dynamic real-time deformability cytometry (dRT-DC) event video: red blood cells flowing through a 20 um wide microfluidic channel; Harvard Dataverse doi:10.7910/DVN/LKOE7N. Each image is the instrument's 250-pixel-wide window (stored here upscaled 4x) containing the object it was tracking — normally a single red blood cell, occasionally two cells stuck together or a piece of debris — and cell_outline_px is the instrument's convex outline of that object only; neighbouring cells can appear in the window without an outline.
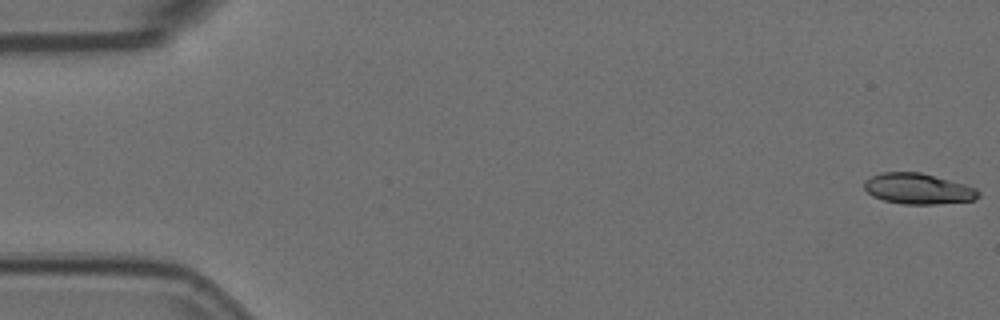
{"species": "Egyptian fruit bat (a non-hibernating species)", "species_latin": "Rousettus aegyptiacus", "temperature_condition": "room temperature", "stored_images_in_passage": 6, "camera_frame_rate_fps": 3000, "um_per_image_px": 0.085, "animal": {"sex": "female"}, "frame": {"image": 1, "passage_image": 1, "time_ms": 0.0, "image_size_px": [1000, 320], "cell_outline_px": [[980, 196], [976, 200], [936, 204], [904, 204], [884, 200], [872, 196], [864, 188], [864, 180], [880, 172], [920, 172], [964, 184], [976, 188], [980, 192]], "centroid_in_image_um": [78.04, 16.04], "position_along_channel_um": 7.0, "area_um2": 20.46}}
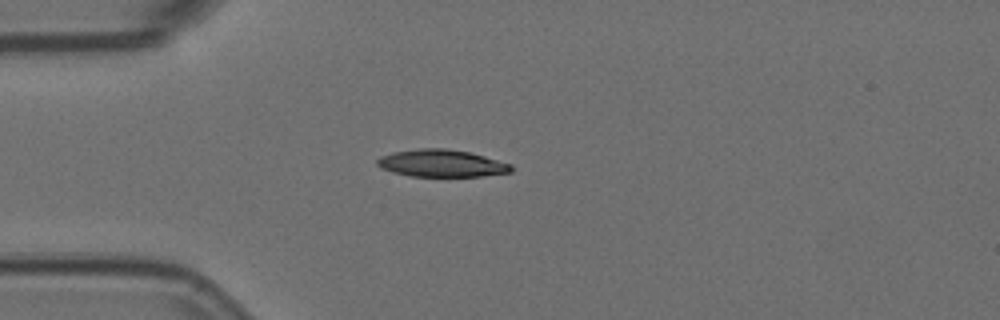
{"frame": {"image": 2, "passage_image": 5, "time_ms": 1.333, "image_size_px": [1000, 320], "cell_outline_px": [[512, 172], [480, 176], [412, 176], [392, 172], [380, 168], [376, 164], [376, 160], [380, 156], [392, 152], [420, 148], [444, 148], [468, 152], [484, 156], [512, 164]], "centroid_in_image_um": [37.5, 13.88], "position_along_channel_um": 47.5, "area_um2": 21.27}}